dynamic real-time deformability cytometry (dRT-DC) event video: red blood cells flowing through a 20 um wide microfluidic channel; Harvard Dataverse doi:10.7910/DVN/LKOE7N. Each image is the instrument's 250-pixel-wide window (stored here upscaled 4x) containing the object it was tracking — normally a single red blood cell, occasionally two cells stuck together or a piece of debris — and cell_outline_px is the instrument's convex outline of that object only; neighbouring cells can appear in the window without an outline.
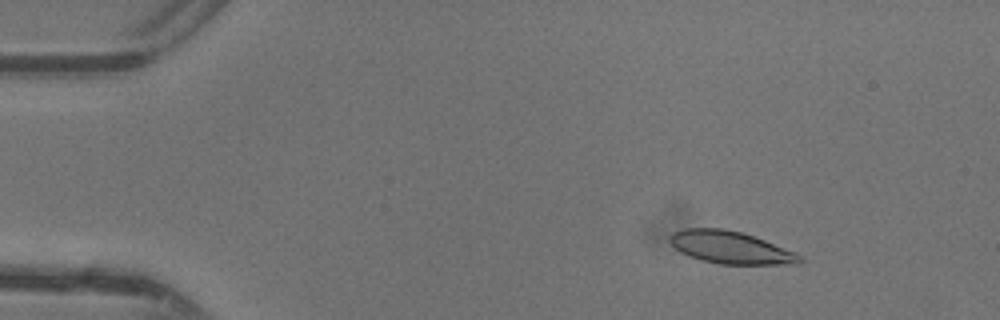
{"species": "common noctule bat (a hibernating species)", "species_latin": "Nyctalus noctula", "temperature_condition": "warm", "stored_images_in_passage": 48, "camera_frame_rate_fps": 3000, "um_per_image_px": 0.085, "animal": {"sex": "female"}, "frame": {"image": 1, "passage_image": 7, "time_ms": 2.0, "image_size_px": [1000, 320], "cell_outline_px": [[804, 260], [800, 264], [720, 264], [700, 260], [688, 256], [680, 252], [668, 240], [668, 236], [672, 232], [684, 228], [724, 228], [740, 232], [764, 240], [796, 252], [804, 256]], "centroid_in_image_um": [62.1, 21.04], "position_along_channel_um": 22.9, "area_um2": 24.74}}
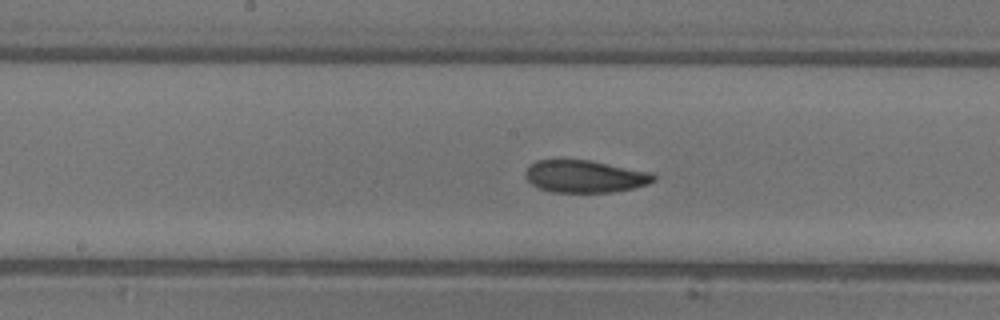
{"frame": {"image": 2, "passage_image": 25, "time_ms": 8.0, "image_size_px": [1000, 320], "cell_outline_px": [[656, 180], [648, 184], [632, 188], [612, 192], [552, 192], [536, 188], [524, 176], [524, 172], [528, 164], [536, 160], [588, 160], [652, 172], [656, 176]], "centroid_in_image_um": [49.68, 14.99], "position_along_channel_um": 198.5, "area_um2": 24.33}}
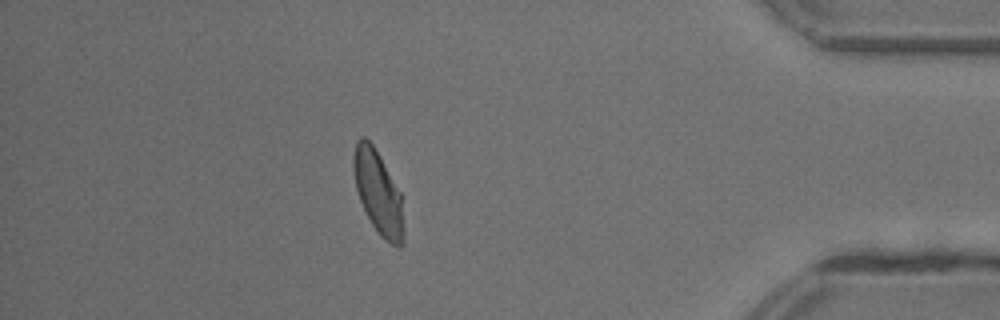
{"frame": {"image": 3, "passage_image": 42, "time_ms": 13.667, "image_size_px": [1000, 320], "cell_outline_px": [[404, 244], [400, 248], [392, 244], [380, 236], [372, 224], [360, 200], [356, 188], [352, 168], [352, 160], [356, 140], [360, 136], [364, 136], [372, 144], [380, 156], [400, 192], [404, 232]], "centroid_in_image_um": [32.13, 16.35], "position_along_channel_um": 403.1, "area_um2": 24.28}, "authors_computed_cell_mechanics": {"area_um2": 24.5939, "velocity_mm_per_s": 4.3872, "shape_relaxation_time_tau1_ms": 4.3067, "shape_relaxation_time_tau2_ms": 1.5648, "deformation_change_tau1": 0.1595, "deformation_change_tau2": 0.073}}